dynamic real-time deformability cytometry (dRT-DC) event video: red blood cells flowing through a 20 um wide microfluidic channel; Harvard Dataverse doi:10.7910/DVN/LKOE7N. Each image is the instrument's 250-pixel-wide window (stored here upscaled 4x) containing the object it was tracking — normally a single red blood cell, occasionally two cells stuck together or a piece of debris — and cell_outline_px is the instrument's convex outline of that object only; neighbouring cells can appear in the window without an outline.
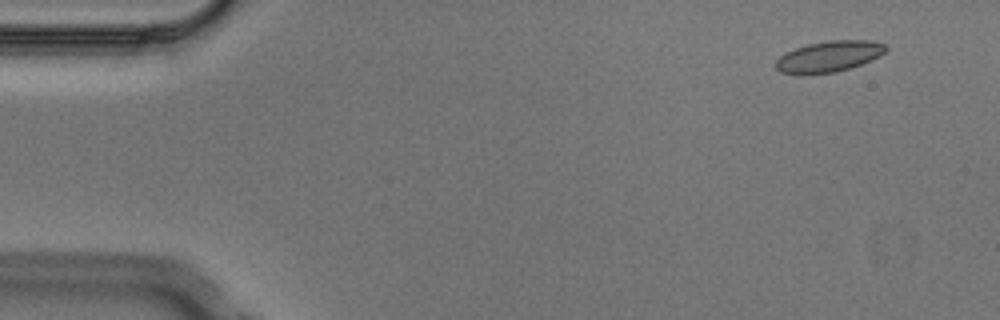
{"species": "Egyptian fruit bat (a non-hibernating species)", "species_latin": "Rousettus aegyptiacus", "temperature_condition": "cold", "stored_images_in_passage": 4, "camera_frame_rate_fps": 3000, "um_per_image_px": 0.085, "animal": {"sex": "male"}, "frame": {"image": 1, "passage_image": 1, "time_ms": 0.0, "image_size_px": [1000, 320], "cell_outline_px": [[888, 48], [880, 56], [872, 60], [836, 72], [800, 76], [796, 76], [780, 72], [776, 68], [776, 60], [784, 52], [808, 44], [828, 40], [872, 40], [884, 44]], "centroid_in_image_um": [70.42, 4.82], "position_along_channel_um": 14.6, "area_um2": 20.23}}
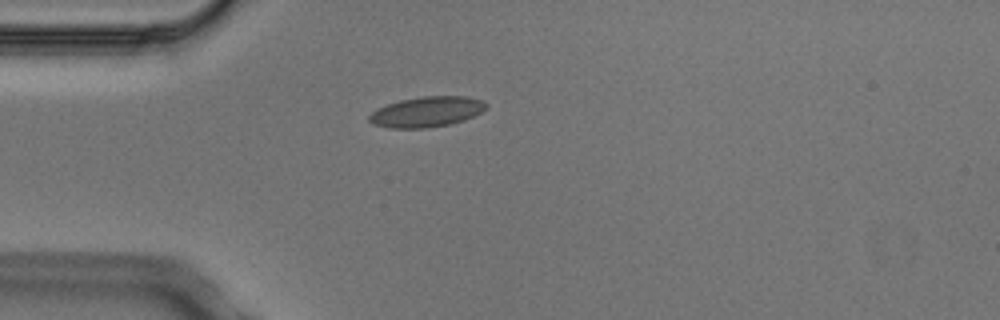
{"frame": {"image": 2, "passage_image": 4, "time_ms": 1.0, "image_size_px": [1000, 320], "cell_outline_px": [[488, 104], [480, 112], [464, 120], [452, 124], [424, 128], [388, 128], [372, 124], [368, 120], [368, 116], [376, 108], [400, 100], [424, 96], [468, 96], [484, 100]], "centroid_in_image_um": [36.25, 9.5], "position_along_channel_um": 48.8, "area_um2": 20.81}}